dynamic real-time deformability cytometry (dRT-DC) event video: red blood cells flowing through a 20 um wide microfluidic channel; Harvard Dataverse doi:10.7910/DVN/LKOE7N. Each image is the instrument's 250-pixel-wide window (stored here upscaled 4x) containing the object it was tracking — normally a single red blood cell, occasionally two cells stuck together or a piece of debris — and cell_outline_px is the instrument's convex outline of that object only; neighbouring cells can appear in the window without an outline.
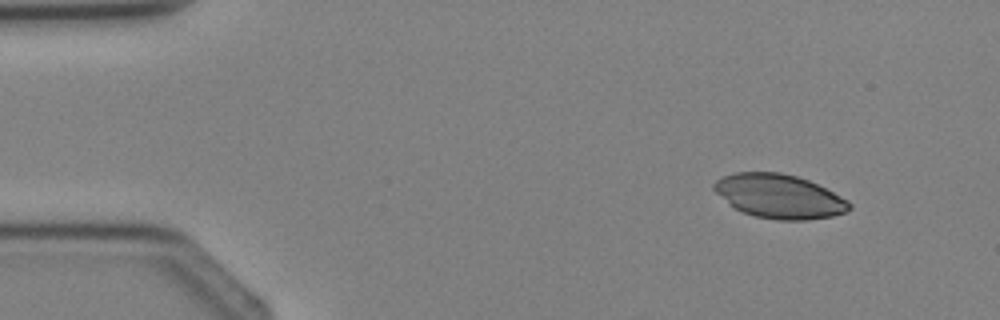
{"species": "Egyptian fruit bat (a non-hibernating species)", "species_latin": "Rousettus aegyptiacus", "temperature_condition": "cold", "stored_images_in_passage": 3, "camera_frame_rate_fps": 3000, "um_per_image_px": 0.085, "animal": {"sex": "female"}, "frame": {"image": 1, "passage_image": 1, "time_ms": 0.0, "image_size_px": [1000, 320], "cell_outline_px": [[852, 208], [844, 212], [832, 216], [804, 220], [776, 220], [756, 216], [744, 212], [736, 208], [716, 192], [712, 188], [712, 184], [716, 180], [724, 176], [736, 172], [780, 172], [796, 176], [808, 180], [848, 200], [852, 204]], "centroid_in_image_um": [66.24, 16.68], "position_along_channel_um": 18.8, "area_um2": 34.28}}